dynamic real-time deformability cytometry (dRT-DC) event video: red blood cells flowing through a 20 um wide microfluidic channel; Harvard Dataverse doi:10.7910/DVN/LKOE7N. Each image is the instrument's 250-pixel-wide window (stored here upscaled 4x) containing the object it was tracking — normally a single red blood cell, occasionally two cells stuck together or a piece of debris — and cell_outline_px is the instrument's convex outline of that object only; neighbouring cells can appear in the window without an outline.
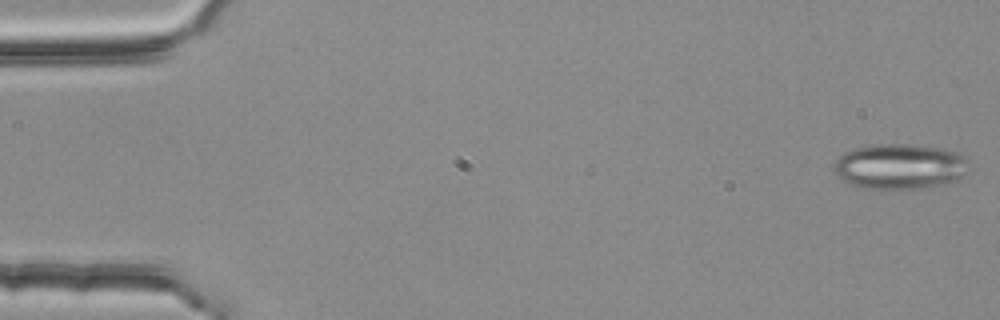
{"species": "common noctule bat (a hibernating species)", "species_latin": "Nyctalus noctula", "temperature_condition": "room temperature", "stored_images_in_passage": 3, "camera_frame_rate_fps": 3000, "um_per_image_px": 0.085, "animal": {"sex": "female", "body_mass_g": 25.1}, "frame": {"image": 1, "passage_image": 1, "time_ms": 0.0, "image_size_px": [1000, 320], "cell_outline_px": [[968, 160], [964, 172], [956, 180], [940, 184], [920, 188], [864, 188], [848, 184], [836, 176], [832, 172], [832, 168], [836, 160], [844, 152], [856, 148], [872, 144], [912, 144], [940, 148], [956, 152], [964, 156]], "centroid_in_image_um": [76.4, 14.13], "position_along_channel_um": 8.6, "area_um2": 35.49}}